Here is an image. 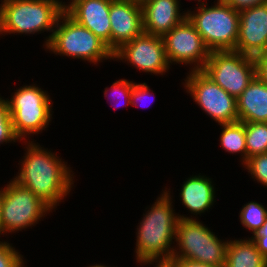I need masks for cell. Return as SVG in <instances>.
I'll return each mask as SVG.
<instances>
[{
  "label": "cell",
  "mask_w": 267,
  "mask_h": 267,
  "mask_svg": "<svg viewBox=\"0 0 267 267\" xmlns=\"http://www.w3.org/2000/svg\"><path fill=\"white\" fill-rule=\"evenodd\" d=\"M25 155L18 163L20 169L13 178L20 186L31 190L52 210L70 194L74 186V171L57 154L40 144L24 142ZM47 149V150H46Z\"/></svg>",
  "instance_id": "cell-1"
},
{
  "label": "cell",
  "mask_w": 267,
  "mask_h": 267,
  "mask_svg": "<svg viewBox=\"0 0 267 267\" xmlns=\"http://www.w3.org/2000/svg\"><path fill=\"white\" fill-rule=\"evenodd\" d=\"M167 189L162 190L138 223L134 253L140 265H164L173 256L179 217L173 209L170 189Z\"/></svg>",
  "instance_id": "cell-2"
},
{
  "label": "cell",
  "mask_w": 267,
  "mask_h": 267,
  "mask_svg": "<svg viewBox=\"0 0 267 267\" xmlns=\"http://www.w3.org/2000/svg\"><path fill=\"white\" fill-rule=\"evenodd\" d=\"M66 8L61 0H1L0 35L50 32L47 46L60 15Z\"/></svg>",
  "instance_id": "cell-3"
},
{
  "label": "cell",
  "mask_w": 267,
  "mask_h": 267,
  "mask_svg": "<svg viewBox=\"0 0 267 267\" xmlns=\"http://www.w3.org/2000/svg\"><path fill=\"white\" fill-rule=\"evenodd\" d=\"M217 1V2H216ZM206 0L198 4L195 11H186L188 20L198 31L210 52L235 50L238 30L239 11L223 0H215L209 6Z\"/></svg>",
  "instance_id": "cell-4"
},
{
  "label": "cell",
  "mask_w": 267,
  "mask_h": 267,
  "mask_svg": "<svg viewBox=\"0 0 267 267\" xmlns=\"http://www.w3.org/2000/svg\"><path fill=\"white\" fill-rule=\"evenodd\" d=\"M45 50L55 55L88 61L93 65L113 59V52L108 46L65 11L58 18Z\"/></svg>",
  "instance_id": "cell-5"
},
{
  "label": "cell",
  "mask_w": 267,
  "mask_h": 267,
  "mask_svg": "<svg viewBox=\"0 0 267 267\" xmlns=\"http://www.w3.org/2000/svg\"><path fill=\"white\" fill-rule=\"evenodd\" d=\"M8 99L15 134L26 141L29 136L42 133L51 122L53 104L48 91L35 84L24 85L15 90ZM32 134V135H31Z\"/></svg>",
  "instance_id": "cell-6"
},
{
  "label": "cell",
  "mask_w": 267,
  "mask_h": 267,
  "mask_svg": "<svg viewBox=\"0 0 267 267\" xmlns=\"http://www.w3.org/2000/svg\"><path fill=\"white\" fill-rule=\"evenodd\" d=\"M175 242L171 258H187L225 267L229 240H221L197 219L179 218Z\"/></svg>",
  "instance_id": "cell-7"
},
{
  "label": "cell",
  "mask_w": 267,
  "mask_h": 267,
  "mask_svg": "<svg viewBox=\"0 0 267 267\" xmlns=\"http://www.w3.org/2000/svg\"><path fill=\"white\" fill-rule=\"evenodd\" d=\"M9 183V184H8ZM3 187L1 209L2 234L15 233L32 228L52 209L31 190L11 179Z\"/></svg>",
  "instance_id": "cell-8"
},
{
  "label": "cell",
  "mask_w": 267,
  "mask_h": 267,
  "mask_svg": "<svg viewBox=\"0 0 267 267\" xmlns=\"http://www.w3.org/2000/svg\"><path fill=\"white\" fill-rule=\"evenodd\" d=\"M236 99L256 76L255 58L231 51H213L202 70Z\"/></svg>",
  "instance_id": "cell-9"
},
{
  "label": "cell",
  "mask_w": 267,
  "mask_h": 267,
  "mask_svg": "<svg viewBox=\"0 0 267 267\" xmlns=\"http://www.w3.org/2000/svg\"><path fill=\"white\" fill-rule=\"evenodd\" d=\"M186 93L218 125L238 122L236 98L217 85L202 70L190 71L184 79Z\"/></svg>",
  "instance_id": "cell-10"
},
{
  "label": "cell",
  "mask_w": 267,
  "mask_h": 267,
  "mask_svg": "<svg viewBox=\"0 0 267 267\" xmlns=\"http://www.w3.org/2000/svg\"><path fill=\"white\" fill-rule=\"evenodd\" d=\"M163 40L170 65L185 64L192 66L191 71L203 70L210 51L187 17L166 33Z\"/></svg>",
  "instance_id": "cell-11"
},
{
  "label": "cell",
  "mask_w": 267,
  "mask_h": 267,
  "mask_svg": "<svg viewBox=\"0 0 267 267\" xmlns=\"http://www.w3.org/2000/svg\"><path fill=\"white\" fill-rule=\"evenodd\" d=\"M126 62L134 68L153 73L155 76L165 75L170 68L162 36L142 33L132 41L123 44L113 53V61Z\"/></svg>",
  "instance_id": "cell-12"
},
{
  "label": "cell",
  "mask_w": 267,
  "mask_h": 267,
  "mask_svg": "<svg viewBox=\"0 0 267 267\" xmlns=\"http://www.w3.org/2000/svg\"><path fill=\"white\" fill-rule=\"evenodd\" d=\"M236 52L255 57L267 52V2L239 11Z\"/></svg>",
  "instance_id": "cell-13"
},
{
  "label": "cell",
  "mask_w": 267,
  "mask_h": 267,
  "mask_svg": "<svg viewBox=\"0 0 267 267\" xmlns=\"http://www.w3.org/2000/svg\"><path fill=\"white\" fill-rule=\"evenodd\" d=\"M111 21V51L143 33L142 6L126 0H112L109 10Z\"/></svg>",
  "instance_id": "cell-14"
},
{
  "label": "cell",
  "mask_w": 267,
  "mask_h": 267,
  "mask_svg": "<svg viewBox=\"0 0 267 267\" xmlns=\"http://www.w3.org/2000/svg\"><path fill=\"white\" fill-rule=\"evenodd\" d=\"M112 0H74L64 11L78 24L89 29L111 50V21L109 10Z\"/></svg>",
  "instance_id": "cell-15"
},
{
  "label": "cell",
  "mask_w": 267,
  "mask_h": 267,
  "mask_svg": "<svg viewBox=\"0 0 267 267\" xmlns=\"http://www.w3.org/2000/svg\"><path fill=\"white\" fill-rule=\"evenodd\" d=\"M180 1L145 0L141 4L143 32L163 37L181 23L187 17V13L180 9L182 7Z\"/></svg>",
  "instance_id": "cell-16"
},
{
  "label": "cell",
  "mask_w": 267,
  "mask_h": 267,
  "mask_svg": "<svg viewBox=\"0 0 267 267\" xmlns=\"http://www.w3.org/2000/svg\"><path fill=\"white\" fill-rule=\"evenodd\" d=\"M212 178L206 175H192L183 182L180 190L181 203L187 210L193 214L192 216L181 215L178 213V217L181 219H198L196 215H200L214 205L216 201V191ZM195 215V217H194Z\"/></svg>",
  "instance_id": "cell-17"
},
{
  "label": "cell",
  "mask_w": 267,
  "mask_h": 267,
  "mask_svg": "<svg viewBox=\"0 0 267 267\" xmlns=\"http://www.w3.org/2000/svg\"><path fill=\"white\" fill-rule=\"evenodd\" d=\"M236 102L240 122H267V84L257 75Z\"/></svg>",
  "instance_id": "cell-18"
},
{
  "label": "cell",
  "mask_w": 267,
  "mask_h": 267,
  "mask_svg": "<svg viewBox=\"0 0 267 267\" xmlns=\"http://www.w3.org/2000/svg\"><path fill=\"white\" fill-rule=\"evenodd\" d=\"M225 267H267V260L262 256L251 238L229 240Z\"/></svg>",
  "instance_id": "cell-19"
},
{
  "label": "cell",
  "mask_w": 267,
  "mask_h": 267,
  "mask_svg": "<svg viewBox=\"0 0 267 267\" xmlns=\"http://www.w3.org/2000/svg\"><path fill=\"white\" fill-rule=\"evenodd\" d=\"M222 131L220 134V146L228 153H241L242 166L247 162L245 123L235 122L220 124Z\"/></svg>",
  "instance_id": "cell-20"
},
{
  "label": "cell",
  "mask_w": 267,
  "mask_h": 267,
  "mask_svg": "<svg viewBox=\"0 0 267 267\" xmlns=\"http://www.w3.org/2000/svg\"><path fill=\"white\" fill-rule=\"evenodd\" d=\"M247 160L267 153V122L245 123Z\"/></svg>",
  "instance_id": "cell-21"
},
{
  "label": "cell",
  "mask_w": 267,
  "mask_h": 267,
  "mask_svg": "<svg viewBox=\"0 0 267 267\" xmlns=\"http://www.w3.org/2000/svg\"><path fill=\"white\" fill-rule=\"evenodd\" d=\"M239 212L240 224L248 229L252 235L260 231L267 218V208L261 203L250 201Z\"/></svg>",
  "instance_id": "cell-22"
},
{
  "label": "cell",
  "mask_w": 267,
  "mask_h": 267,
  "mask_svg": "<svg viewBox=\"0 0 267 267\" xmlns=\"http://www.w3.org/2000/svg\"><path fill=\"white\" fill-rule=\"evenodd\" d=\"M0 96V144L4 142L13 143L20 142V138L15 134L9 104L7 98Z\"/></svg>",
  "instance_id": "cell-23"
},
{
  "label": "cell",
  "mask_w": 267,
  "mask_h": 267,
  "mask_svg": "<svg viewBox=\"0 0 267 267\" xmlns=\"http://www.w3.org/2000/svg\"><path fill=\"white\" fill-rule=\"evenodd\" d=\"M133 83H134L133 81H129L127 79H119V80L113 82V84L111 85L110 88H108V87L105 88L104 96L108 97L109 95H112L113 98H111V97H109V98H111V99H114V98L116 99V97L118 98L116 101V104L114 105V108L115 107H121V106L124 107V106H127L129 104L131 105V92H132ZM109 92H110V94H108ZM119 100H123L124 103H126V104L122 103Z\"/></svg>",
  "instance_id": "cell-24"
},
{
  "label": "cell",
  "mask_w": 267,
  "mask_h": 267,
  "mask_svg": "<svg viewBox=\"0 0 267 267\" xmlns=\"http://www.w3.org/2000/svg\"><path fill=\"white\" fill-rule=\"evenodd\" d=\"M254 181L267 188V153L253 156L243 165Z\"/></svg>",
  "instance_id": "cell-25"
},
{
  "label": "cell",
  "mask_w": 267,
  "mask_h": 267,
  "mask_svg": "<svg viewBox=\"0 0 267 267\" xmlns=\"http://www.w3.org/2000/svg\"><path fill=\"white\" fill-rule=\"evenodd\" d=\"M23 255L7 240L0 241V267H27Z\"/></svg>",
  "instance_id": "cell-26"
},
{
  "label": "cell",
  "mask_w": 267,
  "mask_h": 267,
  "mask_svg": "<svg viewBox=\"0 0 267 267\" xmlns=\"http://www.w3.org/2000/svg\"><path fill=\"white\" fill-rule=\"evenodd\" d=\"M151 90L149 86L143 82V83H133L132 92H131V105L133 106H139L140 102L143 103V100L146 101L148 96H152V93L150 94ZM149 98V97H148ZM153 101V100H152Z\"/></svg>",
  "instance_id": "cell-27"
},
{
  "label": "cell",
  "mask_w": 267,
  "mask_h": 267,
  "mask_svg": "<svg viewBox=\"0 0 267 267\" xmlns=\"http://www.w3.org/2000/svg\"><path fill=\"white\" fill-rule=\"evenodd\" d=\"M250 238L255 243L258 251L267 260V218L260 231Z\"/></svg>",
  "instance_id": "cell-28"
},
{
  "label": "cell",
  "mask_w": 267,
  "mask_h": 267,
  "mask_svg": "<svg viewBox=\"0 0 267 267\" xmlns=\"http://www.w3.org/2000/svg\"><path fill=\"white\" fill-rule=\"evenodd\" d=\"M164 265L165 267H221L187 258H170Z\"/></svg>",
  "instance_id": "cell-29"
},
{
  "label": "cell",
  "mask_w": 267,
  "mask_h": 267,
  "mask_svg": "<svg viewBox=\"0 0 267 267\" xmlns=\"http://www.w3.org/2000/svg\"><path fill=\"white\" fill-rule=\"evenodd\" d=\"M256 75L267 84V52L256 55Z\"/></svg>",
  "instance_id": "cell-30"
},
{
  "label": "cell",
  "mask_w": 267,
  "mask_h": 267,
  "mask_svg": "<svg viewBox=\"0 0 267 267\" xmlns=\"http://www.w3.org/2000/svg\"><path fill=\"white\" fill-rule=\"evenodd\" d=\"M223 1L238 11L255 6L257 4L267 2V0H223Z\"/></svg>",
  "instance_id": "cell-31"
},
{
  "label": "cell",
  "mask_w": 267,
  "mask_h": 267,
  "mask_svg": "<svg viewBox=\"0 0 267 267\" xmlns=\"http://www.w3.org/2000/svg\"><path fill=\"white\" fill-rule=\"evenodd\" d=\"M2 202H3V187L0 189V237L2 235V225H1V209H2Z\"/></svg>",
  "instance_id": "cell-32"
},
{
  "label": "cell",
  "mask_w": 267,
  "mask_h": 267,
  "mask_svg": "<svg viewBox=\"0 0 267 267\" xmlns=\"http://www.w3.org/2000/svg\"><path fill=\"white\" fill-rule=\"evenodd\" d=\"M87 267H109V266H105L104 264H94V265H90V266H87ZM111 267V266H110Z\"/></svg>",
  "instance_id": "cell-33"
},
{
  "label": "cell",
  "mask_w": 267,
  "mask_h": 267,
  "mask_svg": "<svg viewBox=\"0 0 267 267\" xmlns=\"http://www.w3.org/2000/svg\"><path fill=\"white\" fill-rule=\"evenodd\" d=\"M126 1H133V2H136V3L142 4L145 0H126Z\"/></svg>",
  "instance_id": "cell-34"
},
{
  "label": "cell",
  "mask_w": 267,
  "mask_h": 267,
  "mask_svg": "<svg viewBox=\"0 0 267 267\" xmlns=\"http://www.w3.org/2000/svg\"><path fill=\"white\" fill-rule=\"evenodd\" d=\"M154 267H165V265H153Z\"/></svg>",
  "instance_id": "cell-35"
},
{
  "label": "cell",
  "mask_w": 267,
  "mask_h": 267,
  "mask_svg": "<svg viewBox=\"0 0 267 267\" xmlns=\"http://www.w3.org/2000/svg\"><path fill=\"white\" fill-rule=\"evenodd\" d=\"M74 0H70V2H66V7L70 4V3H72ZM68 3V4H67Z\"/></svg>",
  "instance_id": "cell-36"
},
{
  "label": "cell",
  "mask_w": 267,
  "mask_h": 267,
  "mask_svg": "<svg viewBox=\"0 0 267 267\" xmlns=\"http://www.w3.org/2000/svg\"><path fill=\"white\" fill-rule=\"evenodd\" d=\"M191 1V0H190ZM196 1V0H195ZM198 1V3L197 4H201V3H203L202 2V0H197Z\"/></svg>",
  "instance_id": "cell-37"
}]
</instances>
